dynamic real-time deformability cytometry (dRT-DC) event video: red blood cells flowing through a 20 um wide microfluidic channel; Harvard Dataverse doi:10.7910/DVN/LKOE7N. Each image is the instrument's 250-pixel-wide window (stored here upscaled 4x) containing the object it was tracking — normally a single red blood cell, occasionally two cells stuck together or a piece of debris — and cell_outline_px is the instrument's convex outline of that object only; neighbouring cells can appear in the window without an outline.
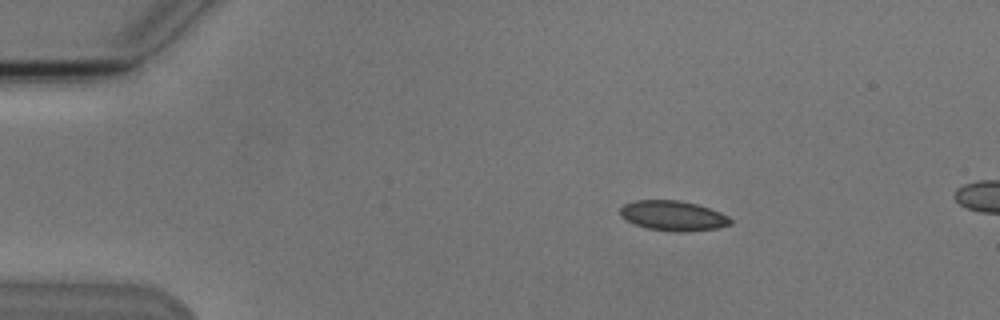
{"species": "Egyptian fruit bat (a non-hibernating species)", "species_latin": "Rousettus aegyptiacus", "temperature_condition": "cold", "stored_images_in_passage": 4, "camera_frame_rate_fps": 3000, "um_per_image_px": 0.085, "animal": {"sex": "male"}, "frame": {"image": 1, "passage_image": 1, "time_ms": 0.0, "image_size_px": [1000, 320], "cell_outline_px": [[732, 224], [716, 228], [684, 232], [676, 232], [648, 228], [636, 224], [620, 216], [620, 208], [624, 204], [636, 200], [680, 200], [696, 204], [720, 212], [728, 216], [732, 220]], "centroid_in_image_um": [57.22, 18.33], "position_along_channel_um": 27.8, "area_um2": 19.13}}